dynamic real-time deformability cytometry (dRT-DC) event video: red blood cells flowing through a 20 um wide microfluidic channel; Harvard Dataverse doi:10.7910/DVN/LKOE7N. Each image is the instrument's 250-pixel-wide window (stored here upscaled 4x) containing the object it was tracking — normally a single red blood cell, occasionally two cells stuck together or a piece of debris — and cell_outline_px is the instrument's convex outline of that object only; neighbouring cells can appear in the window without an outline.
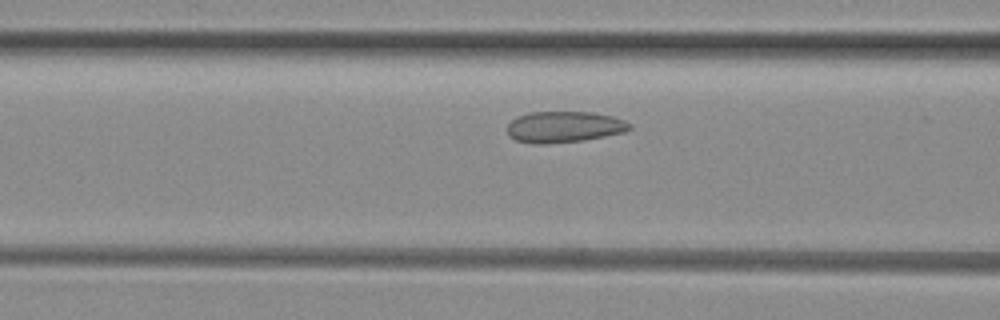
{"species": "common noctule bat (a hibernating species)", "species_latin": "Nyctalus noctula", "temperature_condition": "room temperature", "stored_images_in_passage": 46, "camera_frame_rate_fps": 3000, "um_per_image_px": 0.085, "animal": {"sex": "female", "body_mass_g": 29.2, "forearm_length_mm": 56.3}, "frame": {"image": 1, "passage_image": 14, "time_ms": 4.333, "image_size_px": [1000, 320], "cell_outline_px": [[632, 128], [624, 132], [584, 140], [548, 144], [532, 144], [516, 140], [508, 136], [508, 124], [516, 116], [528, 112], [592, 112], [612, 116], [624, 120], [632, 124]], "centroid_in_image_um": [47.93, 10.79], "position_along_channel_um": 118.7, "area_um2": 22.43}}
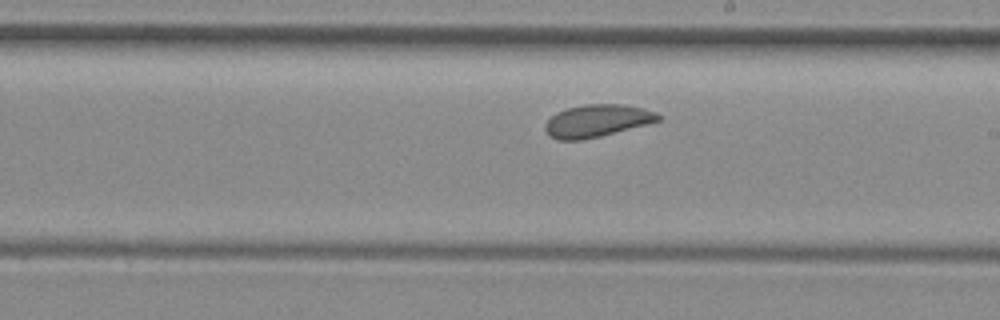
{"frame": {"image": 2, "passage_image": 23, "time_ms": 7.333, "image_size_px": [1000, 320], "cell_outline_px": [[660, 120], [648, 124], [600, 136], [580, 140], [556, 140], [548, 136], [544, 128], [544, 124], [556, 112], [568, 108], [584, 104], [624, 104], [644, 108], [656, 112], [660, 116]], "centroid_in_image_um": [50.72, 10.27], "position_along_channel_um": 238.3, "area_um2": 21.44}}
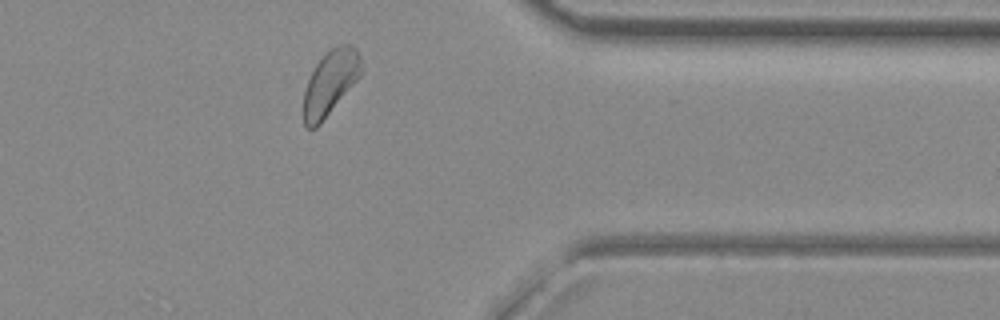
{"frame": {"image": 3, "passage_image": 35, "time_ms": 11.333, "image_size_px": [1000, 320], "cell_outline_px": [[364, 68], [360, 76], [320, 124], [316, 128], [308, 128], [304, 124], [304, 92], [308, 80], [316, 64], [324, 52], [328, 48], [336, 44], [352, 44], [356, 48]], "centroid_in_image_um": [28.09, 6.97], "position_along_channel_um": 383.3, "area_um2": 21.79}}